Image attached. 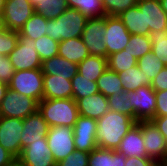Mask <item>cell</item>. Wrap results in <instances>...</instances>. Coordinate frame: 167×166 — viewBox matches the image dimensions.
Listing matches in <instances>:
<instances>
[{"label": "cell", "mask_w": 167, "mask_h": 166, "mask_svg": "<svg viewBox=\"0 0 167 166\" xmlns=\"http://www.w3.org/2000/svg\"><path fill=\"white\" fill-rule=\"evenodd\" d=\"M87 17L77 9H66L58 18L47 19L46 35L55 41L82 36Z\"/></svg>", "instance_id": "obj_3"}, {"label": "cell", "mask_w": 167, "mask_h": 166, "mask_svg": "<svg viewBox=\"0 0 167 166\" xmlns=\"http://www.w3.org/2000/svg\"><path fill=\"white\" fill-rule=\"evenodd\" d=\"M34 13V6L29 0H5L4 27L18 32Z\"/></svg>", "instance_id": "obj_11"}, {"label": "cell", "mask_w": 167, "mask_h": 166, "mask_svg": "<svg viewBox=\"0 0 167 166\" xmlns=\"http://www.w3.org/2000/svg\"><path fill=\"white\" fill-rule=\"evenodd\" d=\"M116 151L125 157H147L141 130V121L137 122L123 137Z\"/></svg>", "instance_id": "obj_18"}, {"label": "cell", "mask_w": 167, "mask_h": 166, "mask_svg": "<svg viewBox=\"0 0 167 166\" xmlns=\"http://www.w3.org/2000/svg\"><path fill=\"white\" fill-rule=\"evenodd\" d=\"M38 111L50 127H73L79 116L76 101L73 98L45 99L38 103Z\"/></svg>", "instance_id": "obj_2"}, {"label": "cell", "mask_w": 167, "mask_h": 166, "mask_svg": "<svg viewBox=\"0 0 167 166\" xmlns=\"http://www.w3.org/2000/svg\"><path fill=\"white\" fill-rule=\"evenodd\" d=\"M2 28H5V27H4L3 13H0V29Z\"/></svg>", "instance_id": "obj_50"}, {"label": "cell", "mask_w": 167, "mask_h": 166, "mask_svg": "<svg viewBox=\"0 0 167 166\" xmlns=\"http://www.w3.org/2000/svg\"><path fill=\"white\" fill-rule=\"evenodd\" d=\"M98 90L107 98L114 93H121L124 91L120 76L117 72L107 68L96 81Z\"/></svg>", "instance_id": "obj_28"}, {"label": "cell", "mask_w": 167, "mask_h": 166, "mask_svg": "<svg viewBox=\"0 0 167 166\" xmlns=\"http://www.w3.org/2000/svg\"><path fill=\"white\" fill-rule=\"evenodd\" d=\"M58 55L70 62L79 64L90 54L82 38L78 37L60 41Z\"/></svg>", "instance_id": "obj_22"}, {"label": "cell", "mask_w": 167, "mask_h": 166, "mask_svg": "<svg viewBox=\"0 0 167 166\" xmlns=\"http://www.w3.org/2000/svg\"><path fill=\"white\" fill-rule=\"evenodd\" d=\"M15 157L0 145V166L8 165Z\"/></svg>", "instance_id": "obj_46"}, {"label": "cell", "mask_w": 167, "mask_h": 166, "mask_svg": "<svg viewBox=\"0 0 167 166\" xmlns=\"http://www.w3.org/2000/svg\"><path fill=\"white\" fill-rule=\"evenodd\" d=\"M107 65L110 70L117 73L125 71L137 65V59L125 49L107 57Z\"/></svg>", "instance_id": "obj_32"}, {"label": "cell", "mask_w": 167, "mask_h": 166, "mask_svg": "<svg viewBox=\"0 0 167 166\" xmlns=\"http://www.w3.org/2000/svg\"><path fill=\"white\" fill-rule=\"evenodd\" d=\"M97 121L93 118L78 116L73 126L75 148L84 152H91L97 145Z\"/></svg>", "instance_id": "obj_14"}, {"label": "cell", "mask_w": 167, "mask_h": 166, "mask_svg": "<svg viewBox=\"0 0 167 166\" xmlns=\"http://www.w3.org/2000/svg\"><path fill=\"white\" fill-rule=\"evenodd\" d=\"M68 8L66 0H40L34 7L35 13L47 19L58 18Z\"/></svg>", "instance_id": "obj_31"}, {"label": "cell", "mask_w": 167, "mask_h": 166, "mask_svg": "<svg viewBox=\"0 0 167 166\" xmlns=\"http://www.w3.org/2000/svg\"><path fill=\"white\" fill-rule=\"evenodd\" d=\"M141 130L147 157L162 165L167 158L166 139L152 120L141 121Z\"/></svg>", "instance_id": "obj_10"}, {"label": "cell", "mask_w": 167, "mask_h": 166, "mask_svg": "<svg viewBox=\"0 0 167 166\" xmlns=\"http://www.w3.org/2000/svg\"><path fill=\"white\" fill-rule=\"evenodd\" d=\"M14 73L15 69L9 56H4V58L0 59V82L9 84Z\"/></svg>", "instance_id": "obj_41"}, {"label": "cell", "mask_w": 167, "mask_h": 166, "mask_svg": "<svg viewBox=\"0 0 167 166\" xmlns=\"http://www.w3.org/2000/svg\"><path fill=\"white\" fill-rule=\"evenodd\" d=\"M50 126L37 110L23 119V131L21 132V149L32 142L40 141L47 136Z\"/></svg>", "instance_id": "obj_16"}, {"label": "cell", "mask_w": 167, "mask_h": 166, "mask_svg": "<svg viewBox=\"0 0 167 166\" xmlns=\"http://www.w3.org/2000/svg\"><path fill=\"white\" fill-rule=\"evenodd\" d=\"M4 58V55L0 54V59Z\"/></svg>", "instance_id": "obj_54"}, {"label": "cell", "mask_w": 167, "mask_h": 166, "mask_svg": "<svg viewBox=\"0 0 167 166\" xmlns=\"http://www.w3.org/2000/svg\"><path fill=\"white\" fill-rule=\"evenodd\" d=\"M126 157L113 149L96 147L89 153V166H125Z\"/></svg>", "instance_id": "obj_23"}, {"label": "cell", "mask_w": 167, "mask_h": 166, "mask_svg": "<svg viewBox=\"0 0 167 166\" xmlns=\"http://www.w3.org/2000/svg\"><path fill=\"white\" fill-rule=\"evenodd\" d=\"M35 48V40L19 37L15 49L8 55L15 71L41 68L42 61Z\"/></svg>", "instance_id": "obj_7"}, {"label": "cell", "mask_w": 167, "mask_h": 166, "mask_svg": "<svg viewBox=\"0 0 167 166\" xmlns=\"http://www.w3.org/2000/svg\"><path fill=\"white\" fill-rule=\"evenodd\" d=\"M43 98L66 99L72 98V83L66 77L58 75H43Z\"/></svg>", "instance_id": "obj_19"}, {"label": "cell", "mask_w": 167, "mask_h": 166, "mask_svg": "<svg viewBox=\"0 0 167 166\" xmlns=\"http://www.w3.org/2000/svg\"><path fill=\"white\" fill-rule=\"evenodd\" d=\"M128 97L134 109V119L137 122L149 121L155 117L156 95L150 85L128 91Z\"/></svg>", "instance_id": "obj_8"}, {"label": "cell", "mask_w": 167, "mask_h": 166, "mask_svg": "<svg viewBox=\"0 0 167 166\" xmlns=\"http://www.w3.org/2000/svg\"><path fill=\"white\" fill-rule=\"evenodd\" d=\"M22 131V119L0 117V145L15 158H18L22 152L20 142Z\"/></svg>", "instance_id": "obj_13"}, {"label": "cell", "mask_w": 167, "mask_h": 166, "mask_svg": "<svg viewBox=\"0 0 167 166\" xmlns=\"http://www.w3.org/2000/svg\"><path fill=\"white\" fill-rule=\"evenodd\" d=\"M47 18L38 13H34L30 19L18 31L19 37L36 40L39 37L46 35Z\"/></svg>", "instance_id": "obj_27"}, {"label": "cell", "mask_w": 167, "mask_h": 166, "mask_svg": "<svg viewBox=\"0 0 167 166\" xmlns=\"http://www.w3.org/2000/svg\"><path fill=\"white\" fill-rule=\"evenodd\" d=\"M97 121L96 140L99 148L116 150L123 137L137 123L131 116L108 110Z\"/></svg>", "instance_id": "obj_1"}, {"label": "cell", "mask_w": 167, "mask_h": 166, "mask_svg": "<svg viewBox=\"0 0 167 166\" xmlns=\"http://www.w3.org/2000/svg\"><path fill=\"white\" fill-rule=\"evenodd\" d=\"M36 51L43 62L58 55L59 42L50 36L44 35L35 40Z\"/></svg>", "instance_id": "obj_37"}, {"label": "cell", "mask_w": 167, "mask_h": 166, "mask_svg": "<svg viewBox=\"0 0 167 166\" xmlns=\"http://www.w3.org/2000/svg\"><path fill=\"white\" fill-rule=\"evenodd\" d=\"M8 84L0 82V104L5 97L6 91L8 90Z\"/></svg>", "instance_id": "obj_47"}, {"label": "cell", "mask_w": 167, "mask_h": 166, "mask_svg": "<svg viewBox=\"0 0 167 166\" xmlns=\"http://www.w3.org/2000/svg\"><path fill=\"white\" fill-rule=\"evenodd\" d=\"M161 166H167V158H166V160L162 163Z\"/></svg>", "instance_id": "obj_53"}, {"label": "cell", "mask_w": 167, "mask_h": 166, "mask_svg": "<svg viewBox=\"0 0 167 166\" xmlns=\"http://www.w3.org/2000/svg\"><path fill=\"white\" fill-rule=\"evenodd\" d=\"M118 17L130 34L149 35L150 29H145L144 11L136 5L122 12Z\"/></svg>", "instance_id": "obj_24"}, {"label": "cell", "mask_w": 167, "mask_h": 166, "mask_svg": "<svg viewBox=\"0 0 167 166\" xmlns=\"http://www.w3.org/2000/svg\"><path fill=\"white\" fill-rule=\"evenodd\" d=\"M75 101L79 115L83 117L98 120L109 110L108 98L100 92Z\"/></svg>", "instance_id": "obj_20"}, {"label": "cell", "mask_w": 167, "mask_h": 166, "mask_svg": "<svg viewBox=\"0 0 167 166\" xmlns=\"http://www.w3.org/2000/svg\"><path fill=\"white\" fill-rule=\"evenodd\" d=\"M152 52L167 66V29L150 32Z\"/></svg>", "instance_id": "obj_36"}, {"label": "cell", "mask_w": 167, "mask_h": 166, "mask_svg": "<svg viewBox=\"0 0 167 166\" xmlns=\"http://www.w3.org/2000/svg\"><path fill=\"white\" fill-rule=\"evenodd\" d=\"M125 50L128 51L137 60H139L146 53L152 51V44L149 40V36L131 34L130 40L126 45Z\"/></svg>", "instance_id": "obj_33"}, {"label": "cell", "mask_w": 167, "mask_h": 166, "mask_svg": "<svg viewBox=\"0 0 167 166\" xmlns=\"http://www.w3.org/2000/svg\"><path fill=\"white\" fill-rule=\"evenodd\" d=\"M70 9H77L87 18L105 16L102 0H66Z\"/></svg>", "instance_id": "obj_29"}, {"label": "cell", "mask_w": 167, "mask_h": 166, "mask_svg": "<svg viewBox=\"0 0 167 166\" xmlns=\"http://www.w3.org/2000/svg\"><path fill=\"white\" fill-rule=\"evenodd\" d=\"M137 66L152 81L166 65L151 51L137 60Z\"/></svg>", "instance_id": "obj_34"}, {"label": "cell", "mask_w": 167, "mask_h": 166, "mask_svg": "<svg viewBox=\"0 0 167 166\" xmlns=\"http://www.w3.org/2000/svg\"><path fill=\"white\" fill-rule=\"evenodd\" d=\"M18 40L19 33L17 31L0 29V54L8 56L15 49Z\"/></svg>", "instance_id": "obj_39"}, {"label": "cell", "mask_w": 167, "mask_h": 166, "mask_svg": "<svg viewBox=\"0 0 167 166\" xmlns=\"http://www.w3.org/2000/svg\"><path fill=\"white\" fill-rule=\"evenodd\" d=\"M6 166H25L24 163L19 158H14L8 165Z\"/></svg>", "instance_id": "obj_48"}, {"label": "cell", "mask_w": 167, "mask_h": 166, "mask_svg": "<svg viewBox=\"0 0 167 166\" xmlns=\"http://www.w3.org/2000/svg\"><path fill=\"white\" fill-rule=\"evenodd\" d=\"M120 80L124 91H134L140 87L151 85V81L137 65L119 72Z\"/></svg>", "instance_id": "obj_26"}, {"label": "cell", "mask_w": 167, "mask_h": 166, "mask_svg": "<svg viewBox=\"0 0 167 166\" xmlns=\"http://www.w3.org/2000/svg\"><path fill=\"white\" fill-rule=\"evenodd\" d=\"M89 152L75 150L70 153L62 161L58 162L56 166H89Z\"/></svg>", "instance_id": "obj_40"}, {"label": "cell", "mask_w": 167, "mask_h": 166, "mask_svg": "<svg viewBox=\"0 0 167 166\" xmlns=\"http://www.w3.org/2000/svg\"><path fill=\"white\" fill-rule=\"evenodd\" d=\"M38 110V102L8 88L0 104V117L25 119Z\"/></svg>", "instance_id": "obj_5"}, {"label": "cell", "mask_w": 167, "mask_h": 166, "mask_svg": "<svg viewBox=\"0 0 167 166\" xmlns=\"http://www.w3.org/2000/svg\"><path fill=\"white\" fill-rule=\"evenodd\" d=\"M29 1L35 7L38 4V1H40V0H29Z\"/></svg>", "instance_id": "obj_52"}, {"label": "cell", "mask_w": 167, "mask_h": 166, "mask_svg": "<svg viewBox=\"0 0 167 166\" xmlns=\"http://www.w3.org/2000/svg\"><path fill=\"white\" fill-rule=\"evenodd\" d=\"M163 10L167 13V0H160Z\"/></svg>", "instance_id": "obj_49"}, {"label": "cell", "mask_w": 167, "mask_h": 166, "mask_svg": "<svg viewBox=\"0 0 167 166\" xmlns=\"http://www.w3.org/2000/svg\"><path fill=\"white\" fill-rule=\"evenodd\" d=\"M72 83V98L74 100L84 98L99 92L97 83L90 79L83 77L77 73L71 79Z\"/></svg>", "instance_id": "obj_30"}, {"label": "cell", "mask_w": 167, "mask_h": 166, "mask_svg": "<svg viewBox=\"0 0 167 166\" xmlns=\"http://www.w3.org/2000/svg\"><path fill=\"white\" fill-rule=\"evenodd\" d=\"M25 166H56L46 137L27 145L18 157Z\"/></svg>", "instance_id": "obj_15"}, {"label": "cell", "mask_w": 167, "mask_h": 166, "mask_svg": "<svg viewBox=\"0 0 167 166\" xmlns=\"http://www.w3.org/2000/svg\"><path fill=\"white\" fill-rule=\"evenodd\" d=\"M43 74L58 75L71 80L78 73V64L57 55L42 62Z\"/></svg>", "instance_id": "obj_21"}, {"label": "cell", "mask_w": 167, "mask_h": 166, "mask_svg": "<svg viewBox=\"0 0 167 166\" xmlns=\"http://www.w3.org/2000/svg\"><path fill=\"white\" fill-rule=\"evenodd\" d=\"M154 91L167 90V66H165L151 81L150 85Z\"/></svg>", "instance_id": "obj_43"}, {"label": "cell", "mask_w": 167, "mask_h": 166, "mask_svg": "<svg viewBox=\"0 0 167 166\" xmlns=\"http://www.w3.org/2000/svg\"><path fill=\"white\" fill-rule=\"evenodd\" d=\"M5 0H0V13H3Z\"/></svg>", "instance_id": "obj_51"}, {"label": "cell", "mask_w": 167, "mask_h": 166, "mask_svg": "<svg viewBox=\"0 0 167 166\" xmlns=\"http://www.w3.org/2000/svg\"><path fill=\"white\" fill-rule=\"evenodd\" d=\"M46 139L56 163L62 161L70 153H73L76 150L73 127H50Z\"/></svg>", "instance_id": "obj_6"}, {"label": "cell", "mask_w": 167, "mask_h": 166, "mask_svg": "<svg viewBox=\"0 0 167 166\" xmlns=\"http://www.w3.org/2000/svg\"><path fill=\"white\" fill-rule=\"evenodd\" d=\"M125 166H161L149 157H126Z\"/></svg>", "instance_id": "obj_44"}, {"label": "cell", "mask_w": 167, "mask_h": 166, "mask_svg": "<svg viewBox=\"0 0 167 166\" xmlns=\"http://www.w3.org/2000/svg\"><path fill=\"white\" fill-rule=\"evenodd\" d=\"M156 108L155 116H167V90L155 91Z\"/></svg>", "instance_id": "obj_42"}, {"label": "cell", "mask_w": 167, "mask_h": 166, "mask_svg": "<svg viewBox=\"0 0 167 166\" xmlns=\"http://www.w3.org/2000/svg\"><path fill=\"white\" fill-rule=\"evenodd\" d=\"M105 16H118L127 9L137 5L138 0H102Z\"/></svg>", "instance_id": "obj_38"}, {"label": "cell", "mask_w": 167, "mask_h": 166, "mask_svg": "<svg viewBox=\"0 0 167 166\" xmlns=\"http://www.w3.org/2000/svg\"><path fill=\"white\" fill-rule=\"evenodd\" d=\"M130 36V32L118 16L106 15V28L103 42L107 50V57L125 49L130 40Z\"/></svg>", "instance_id": "obj_12"}, {"label": "cell", "mask_w": 167, "mask_h": 166, "mask_svg": "<svg viewBox=\"0 0 167 166\" xmlns=\"http://www.w3.org/2000/svg\"><path fill=\"white\" fill-rule=\"evenodd\" d=\"M43 75L41 68L15 71L8 87L39 103L43 99Z\"/></svg>", "instance_id": "obj_4"}, {"label": "cell", "mask_w": 167, "mask_h": 166, "mask_svg": "<svg viewBox=\"0 0 167 166\" xmlns=\"http://www.w3.org/2000/svg\"><path fill=\"white\" fill-rule=\"evenodd\" d=\"M109 110L131 116L134 119V109L128 97V91L114 93L108 97Z\"/></svg>", "instance_id": "obj_35"}, {"label": "cell", "mask_w": 167, "mask_h": 166, "mask_svg": "<svg viewBox=\"0 0 167 166\" xmlns=\"http://www.w3.org/2000/svg\"><path fill=\"white\" fill-rule=\"evenodd\" d=\"M105 28L106 16L87 19L81 38L90 55L107 58V50L103 42Z\"/></svg>", "instance_id": "obj_9"}, {"label": "cell", "mask_w": 167, "mask_h": 166, "mask_svg": "<svg viewBox=\"0 0 167 166\" xmlns=\"http://www.w3.org/2000/svg\"><path fill=\"white\" fill-rule=\"evenodd\" d=\"M137 6L144 11L145 29L150 32L167 29V13L160 0H138Z\"/></svg>", "instance_id": "obj_17"}, {"label": "cell", "mask_w": 167, "mask_h": 166, "mask_svg": "<svg viewBox=\"0 0 167 166\" xmlns=\"http://www.w3.org/2000/svg\"><path fill=\"white\" fill-rule=\"evenodd\" d=\"M152 121L158 127L161 134L166 139L167 145V116H155Z\"/></svg>", "instance_id": "obj_45"}, {"label": "cell", "mask_w": 167, "mask_h": 166, "mask_svg": "<svg viewBox=\"0 0 167 166\" xmlns=\"http://www.w3.org/2000/svg\"><path fill=\"white\" fill-rule=\"evenodd\" d=\"M107 68L106 57L89 55L78 64V73L96 82Z\"/></svg>", "instance_id": "obj_25"}]
</instances>
